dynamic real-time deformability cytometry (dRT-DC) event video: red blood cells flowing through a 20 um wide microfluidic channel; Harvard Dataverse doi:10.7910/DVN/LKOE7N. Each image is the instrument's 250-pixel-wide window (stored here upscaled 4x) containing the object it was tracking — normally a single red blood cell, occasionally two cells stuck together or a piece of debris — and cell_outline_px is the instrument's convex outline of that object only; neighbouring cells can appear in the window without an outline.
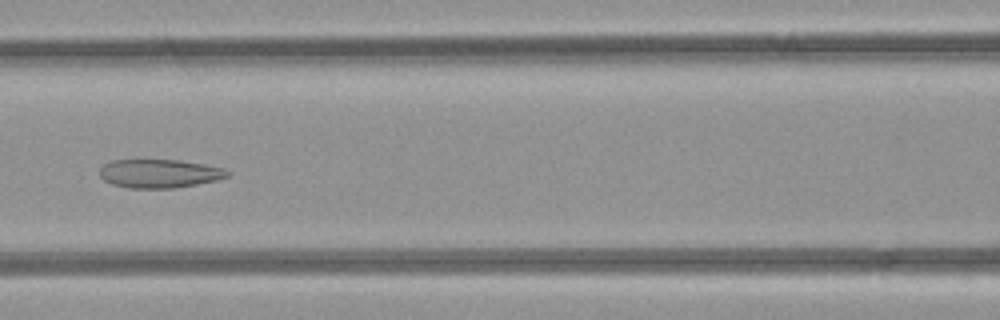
{"species": "common noctule bat (a hibernating species)", "species_latin": "Nyctalus noctula", "temperature_condition": "room temperature", "stored_images_in_passage": 48, "camera_frame_rate_fps": 3000, "um_per_image_px": 0.085, "animal": {"sex": "female", "body_mass_g": 21.9}, "frame": {"image": 1, "passage_image": 21, "time_ms": 6.667, "image_size_px": [1000, 320], "cell_outline_px": [[232, 172], [228, 176], [216, 180], [196, 184], [172, 188], [128, 188], [112, 184], [104, 180], [100, 176], [100, 168], [104, 164], [112, 160], [180, 160], [204, 164], [224, 168]], "centroid_in_image_um": [13.55, 14.74], "position_along_channel_um": 153.0, "area_um2": 21.27}}
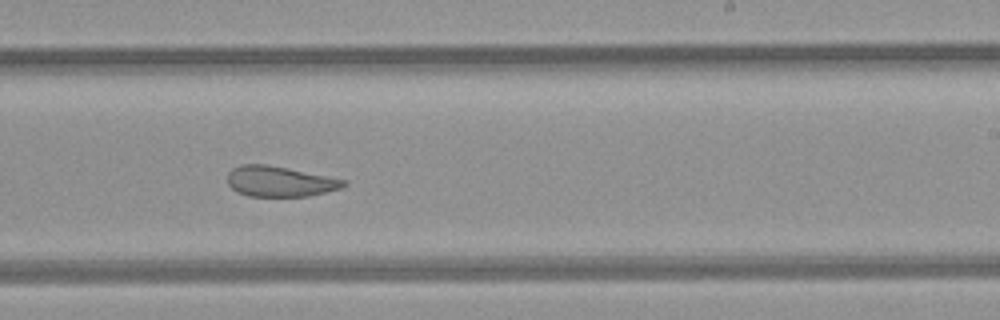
{"frame": {"image": 2, "passage_image": 29, "time_ms": 9.333, "image_size_px": [1000, 320], "cell_outline_px": [[348, 184], [340, 188], [308, 196], [248, 196], [236, 192], [228, 184], [228, 172], [232, 168], [240, 164], [264, 164], [288, 168], [348, 180]], "centroid_in_image_um": [23.77, 15.41], "position_along_channel_um": 265.2, "area_um2": 20.63}}
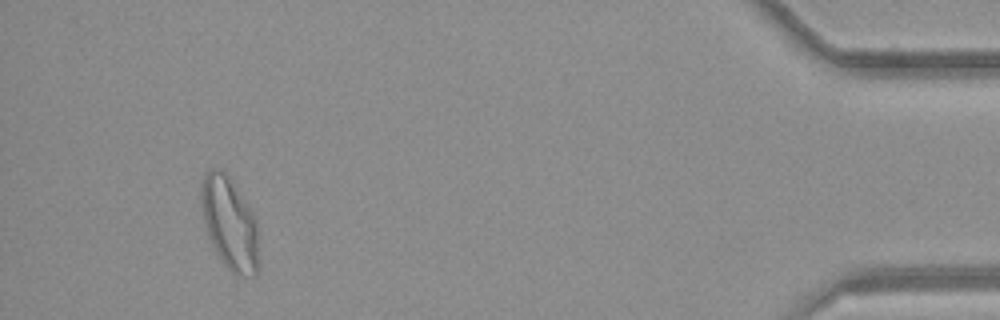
{"frame": {"image": 3, "passage_image": 45, "time_ms": 14.667, "image_size_px": [1000, 320], "cell_outline_px": [[260, 268], [256, 276], [236, 276], [224, 264], [216, 252], [208, 236], [200, 212], [200, 188], [204, 176], [212, 168], [220, 168], [228, 176], [252, 212], [256, 220], [260, 264]], "centroid_in_image_um": [19.52, 19.04], "position_along_channel_um": 415.7, "area_um2": 31.39}, "authors_computed_cell_mechanics": {"area_um2": 26.4435, "velocity_mm_per_s": 4.22, "shape_relaxation_time_tau1_ms": null, "shape_relaxation_time_tau2_ms": 1.7689, "deformation_change_tau1": null, "deformation_change_tau2": 0.087}}